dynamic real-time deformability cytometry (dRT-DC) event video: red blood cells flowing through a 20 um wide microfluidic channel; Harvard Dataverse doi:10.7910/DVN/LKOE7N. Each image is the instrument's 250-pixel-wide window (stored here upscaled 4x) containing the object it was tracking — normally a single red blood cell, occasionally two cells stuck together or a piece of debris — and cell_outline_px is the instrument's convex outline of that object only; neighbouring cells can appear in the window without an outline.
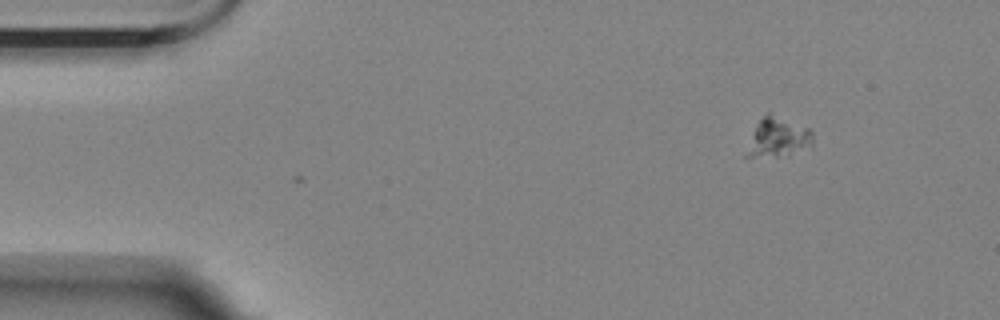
{"species": "Egyptian fruit bat (a non-hibernating species)", "species_latin": "Rousettus aegyptiacus", "temperature_condition": "room temperature", "stored_images_in_passage": 2, "camera_frame_rate_fps": 3000, "um_per_image_px": 0.085, "animal": {"sex": "female"}, "frame": {"image": 1, "passage_image": 1, "time_ms": 0.0, "image_size_px": [1000, 320], "cell_outline_px": [[812, 144], [788, 156], [744, 156], [756, 124], [768, 112], [808, 128], [812, 132]], "centroid_in_image_um": [66.12, 11.69], "position_along_channel_um": 18.9, "area_um2": 14.8}}